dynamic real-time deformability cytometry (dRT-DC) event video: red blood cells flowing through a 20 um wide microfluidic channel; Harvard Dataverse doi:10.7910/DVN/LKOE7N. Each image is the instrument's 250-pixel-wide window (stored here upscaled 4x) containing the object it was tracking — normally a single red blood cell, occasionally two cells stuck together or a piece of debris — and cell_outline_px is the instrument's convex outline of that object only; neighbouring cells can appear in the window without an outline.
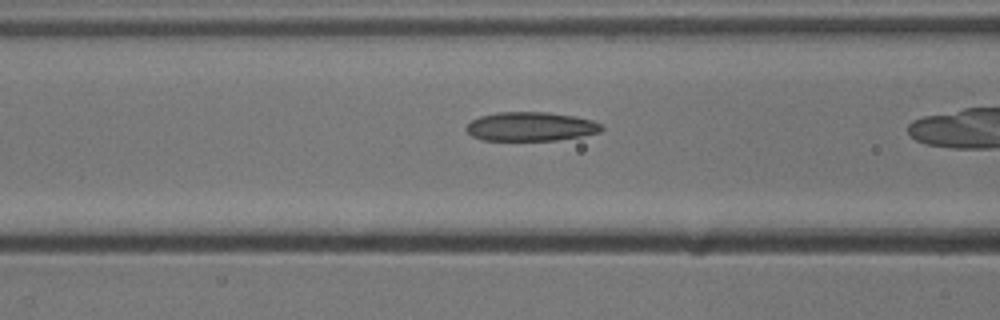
{"species": "common noctule bat (a hibernating species)", "species_latin": "Nyctalus noctula", "temperature_condition": "cold", "stored_images_in_passage": 30, "camera_frame_rate_fps": 3000, "um_per_image_px": 0.085, "animal": {"sex": "male", "body_mass_g": 13.3}, "frame": {"image": 1, "passage_image": 10, "time_ms": 3.0, "image_size_px": [1000, 320], "cell_outline_px": [[604, 128], [600, 132], [580, 136], [556, 140], [480, 140], [472, 136], [464, 128], [472, 120], [480, 116], [500, 112], [548, 112], [576, 116], [592, 120], [600, 124]], "centroid_in_image_um": [45.1, 10.75], "position_along_channel_um": 121.5, "area_um2": 22.83}}
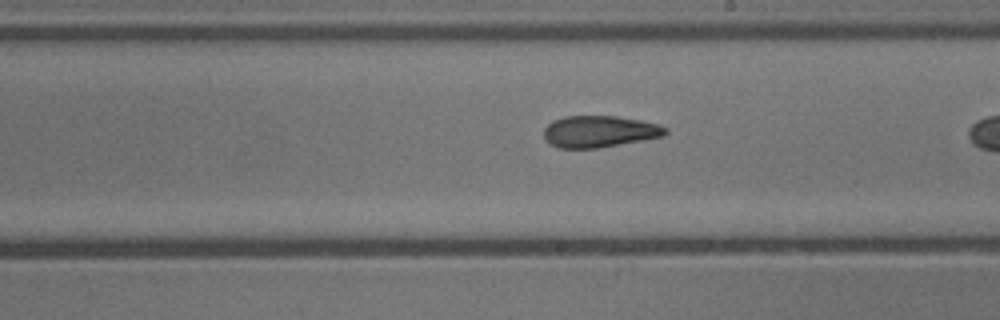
{"frame": {"image": 2, "passage_image": 19, "time_ms": 6.0, "image_size_px": [1000, 320], "cell_outline_px": [[668, 132], [664, 136], [644, 140], [596, 148], [560, 148], [552, 144], [544, 136], [544, 128], [552, 120], [564, 116], [616, 116], [640, 120], [660, 124], [668, 128]], "centroid_in_image_um": [50.99, 11.17], "position_along_channel_um": 238.0, "area_um2": 22.43}}
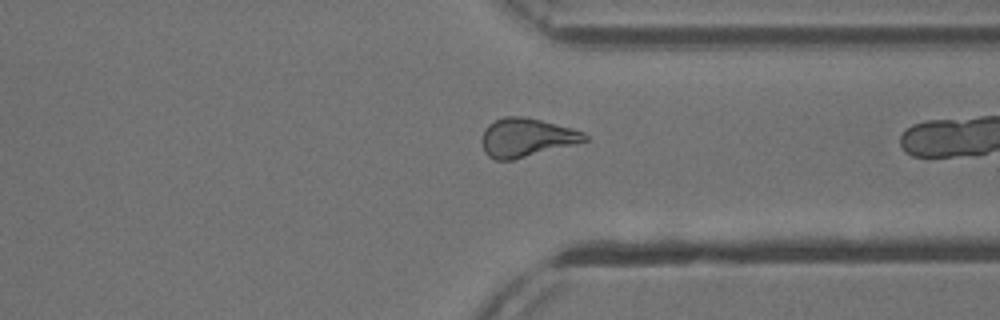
{"frame": {"image": 3, "passage_image": 29, "time_ms": 9.333, "image_size_px": [1000, 320], "cell_outline_px": [[588, 140], [576, 144], [512, 160], [496, 160], [488, 156], [484, 152], [480, 140], [484, 128], [488, 124], [504, 116], [524, 116], [572, 128], [584, 132], [588, 136]], "centroid_in_image_um": [44.72, 11.69], "position_along_channel_um": 366.7, "area_um2": 23.29}}